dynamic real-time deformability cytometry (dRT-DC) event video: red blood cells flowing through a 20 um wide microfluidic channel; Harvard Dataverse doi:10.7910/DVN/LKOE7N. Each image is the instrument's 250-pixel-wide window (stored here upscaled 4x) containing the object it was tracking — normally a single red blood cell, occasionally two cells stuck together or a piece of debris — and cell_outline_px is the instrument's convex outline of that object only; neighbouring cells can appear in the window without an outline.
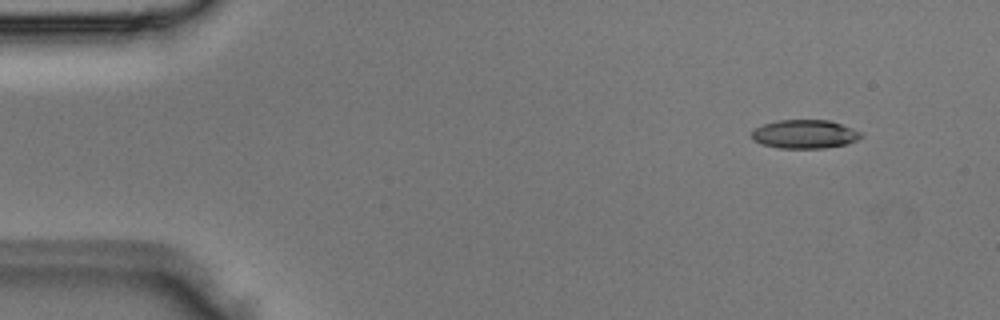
{"species": "Egyptian fruit bat (a non-hibernating species)", "species_latin": "Rousettus aegyptiacus", "temperature_condition": "room temperature", "stored_images_in_passage": 3, "camera_frame_rate_fps": 3000, "um_per_image_px": 0.085, "animal": {"sex": "male"}, "frame": {"image": 1, "passage_image": 1, "time_ms": 0.0, "image_size_px": [1000, 320], "cell_outline_px": [[864, 136], [856, 140], [844, 144], [824, 148], [780, 148], [764, 144], [752, 140], [752, 132], [756, 128], [764, 124], [776, 120], [828, 120], [852, 128], [860, 132]], "centroid_in_image_um": [68.39, 11.4], "position_along_channel_um": 16.6, "area_um2": 18.03}}